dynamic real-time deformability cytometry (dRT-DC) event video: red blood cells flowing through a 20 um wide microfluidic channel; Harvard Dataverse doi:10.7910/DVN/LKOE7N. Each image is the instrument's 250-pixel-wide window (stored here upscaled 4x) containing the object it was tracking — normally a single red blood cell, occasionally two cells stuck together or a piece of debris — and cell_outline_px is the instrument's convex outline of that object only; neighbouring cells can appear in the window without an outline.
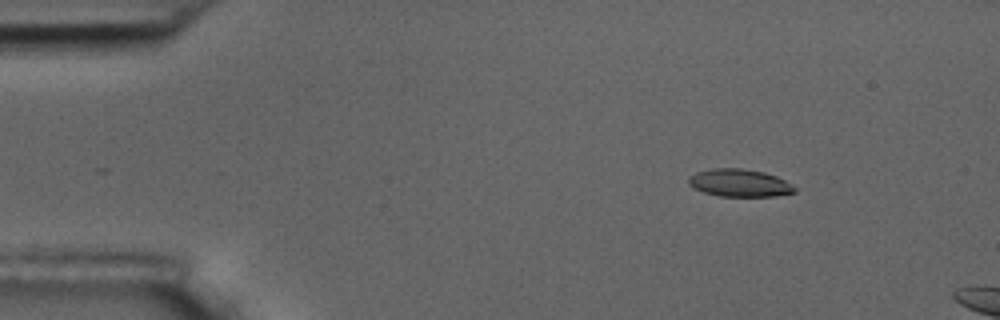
{"species": "common noctule bat (a hibernating species)", "species_latin": "Nyctalus noctula", "temperature_condition": "room temperature", "stored_images_in_passage": 2, "camera_frame_rate_fps": 3000, "um_per_image_px": 0.085, "animal": {"sex": "male", "body_mass_g": 17.5, "forearm_length_mm": 52.3}, "frame": {"image": 1, "passage_image": 1, "time_ms": 0.0, "image_size_px": [1000, 320], "cell_outline_px": [[796, 192], [776, 196], [720, 196], [704, 192], [688, 184], [688, 176], [696, 172], [712, 168], [740, 168], [764, 172], [776, 176], [792, 184], [796, 188]], "centroid_in_image_um": [62.86, 15.54], "position_along_channel_um": 22.1, "area_um2": 17.05}}